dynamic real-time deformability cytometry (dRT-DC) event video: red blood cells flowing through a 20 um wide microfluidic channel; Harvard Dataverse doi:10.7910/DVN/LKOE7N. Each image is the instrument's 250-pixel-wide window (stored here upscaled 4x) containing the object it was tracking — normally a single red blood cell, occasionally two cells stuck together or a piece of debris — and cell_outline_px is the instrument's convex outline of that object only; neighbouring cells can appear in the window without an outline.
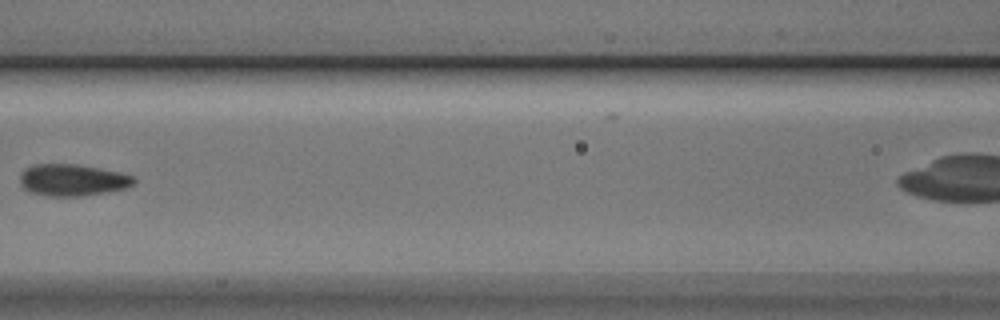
{"species": "Egyptian fruit bat (a non-hibernating species)", "species_latin": "Rousettus aegyptiacus", "temperature_condition": "cold", "stored_images_in_passage": 6, "camera_frame_rate_fps": 3000, "um_per_image_px": 0.085, "animal": {"sex": "male"}, "frame": {"image": 1, "passage_image": 5, "time_ms": 1.333, "image_size_px": [1000, 320], "cell_outline_px": [[136, 180], [128, 188], [80, 196], [44, 196], [28, 192], [20, 184], [20, 172], [24, 168], [32, 164], [76, 164], [100, 168], [120, 172], [132, 176]], "centroid_in_image_um": [6.1, 15.3], "position_along_channel_um": 160.5, "area_um2": 21.27}}